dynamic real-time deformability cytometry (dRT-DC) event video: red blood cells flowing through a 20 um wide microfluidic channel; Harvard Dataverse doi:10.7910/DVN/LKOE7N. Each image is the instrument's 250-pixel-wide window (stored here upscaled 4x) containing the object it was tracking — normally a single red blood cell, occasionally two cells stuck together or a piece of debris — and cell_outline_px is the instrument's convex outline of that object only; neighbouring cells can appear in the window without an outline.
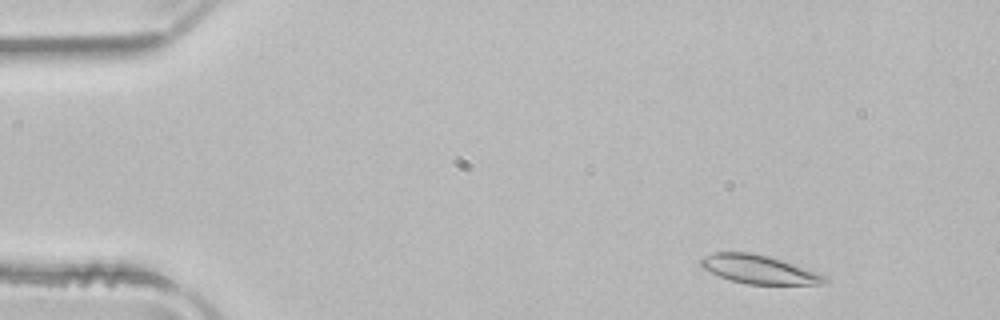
{"species": "common noctule bat (a hibernating species)", "species_latin": "Nyctalus noctula", "temperature_condition": "room temperature", "stored_images_in_passage": 49, "camera_frame_rate_fps": 3000, "um_per_image_px": 0.085, "animal": {"sex": "male", "body_mass_g": 21.5, "forearm_length_mm": 52.0}, "frame": {"image": 1, "passage_image": 3, "time_ms": 0.667, "image_size_px": [1000, 320], "cell_outline_px": [[828, 284], [748, 284], [732, 280], [720, 276], [704, 268], [700, 264], [700, 260], [704, 256], [716, 252], [748, 252], [768, 256], [828, 276]], "centroid_in_image_um": [64.53, 22.9], "position_along_channel_um": 20.5, "area_um2": 20.23}}
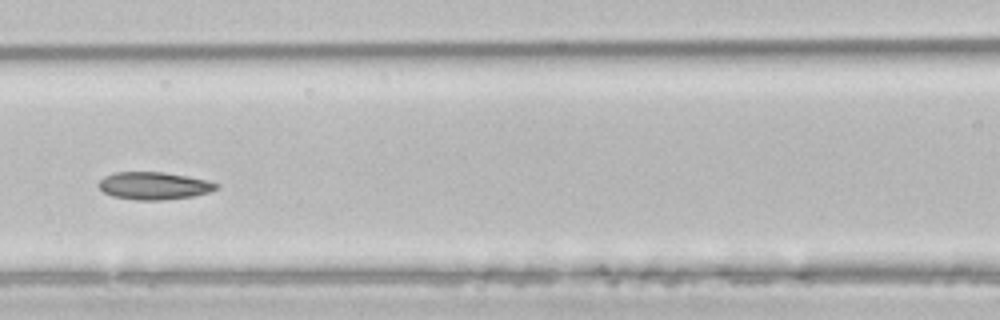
{"frame": {"image": 2, "passage_image": 20, "time_ms": 6.333, "image_size_px": [1000, 320], "cell_outline_px": [[220, 188], [208, 192], [192, 196], [164, 200], [136, 200], [112, 196], [104, 192], [96, 184], [104, 176], [116, 172], [164, 172], [188, 176], [208, 180], [220, 184]], "centroid_in_image_um": [13.1, 15.78], "position_along_channel_um": 153.5, "area_um2": 19.02}}
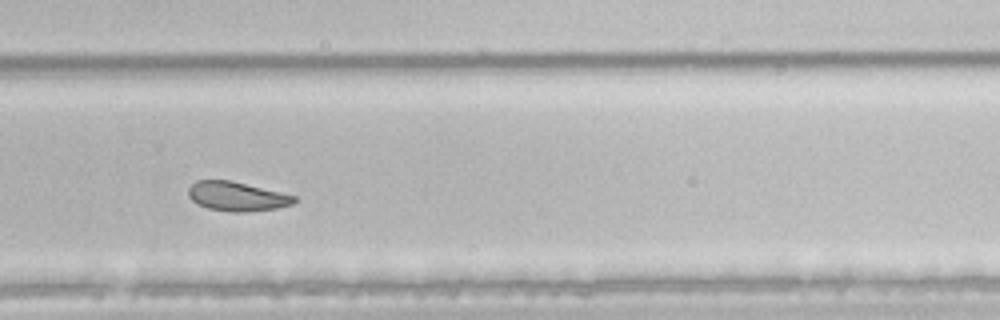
{"frame": {"image": 3, "passage_image": 32, "time_ms": 10.333, "image_size_px": [1000, 320], "cell_outline_px": [[296, 200], [292, 204], [276, 208], [244, 212], [232, 212], [208, 208], [196, 204], [188, 196], [188, 188], [196, 180], [232, 180], [296, 196]], "centroid_in_image_um": [20.1, 16.68], "position_along_channel_um": 309.7, "area_um2": 18.03}, "authors_computed_cell_mechanics": {"area_um2": 20.5768, "velocity_mm_per_s": 3.9193, "shape_relaxation_time_tau1_ms": null, "shape_relaxation_time_tau2_ms": 1.8103, "deformation_change_tau1": null, "deformation_change_tau2": 0.0606}}